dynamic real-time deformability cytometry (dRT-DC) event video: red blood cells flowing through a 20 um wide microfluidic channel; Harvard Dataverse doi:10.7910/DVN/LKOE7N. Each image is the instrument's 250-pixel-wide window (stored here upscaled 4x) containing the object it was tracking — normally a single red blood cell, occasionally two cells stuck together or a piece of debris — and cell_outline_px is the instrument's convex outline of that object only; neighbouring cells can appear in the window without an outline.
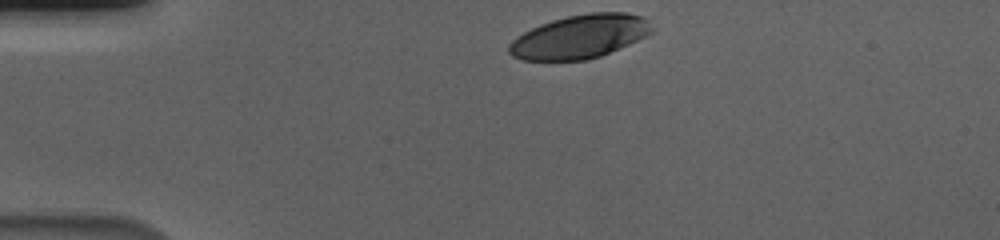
{"species": "human", "species_latin": "Homo sapiens", "temperature_condition": "cold", "stored_images_in_passage": 36, "camera_frame_rate_fps": 3000, "um_per_image_px": 0.085, "donor": {"sex": "male"}, "frame": {"image": 1, "passage_image": 1, "time_ms": 0.0, "image_size_px": [1000, 240], "cell_outline_px": [[652, 32], [628, 44], [600, 56], [588, 60], [520, 60], [512, 56], [508, 52], [508, 44], [516, 36], [540, 24], [552, 20], [568, 16], [592, 12], [628, 12], [640, 16], [648, 20], [652, 28]], "centroid_in_image_um": [49.24, 3.11], "position_along_channel_um": 35.8, "area_um2": 36.13}}
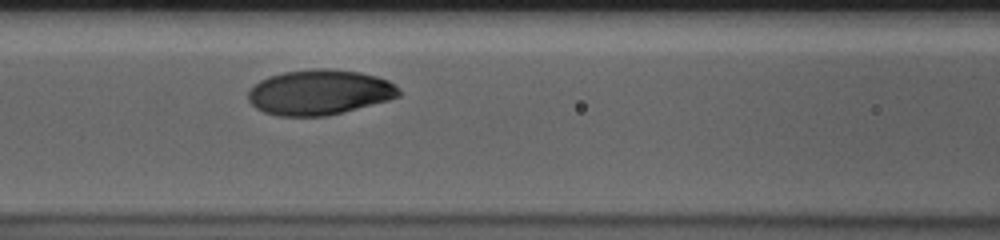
{"frame": {"image": 2, "passage_image": 14, "time_ms": 4.333, "image_size_px": [1000, 240], "cell_outline_px": [[400, 96], [388, 100], [324, 116], [276, 116], [264, 112], [256, 108], [248, 100], [248, 92], [260, 80], [268, 76], [284, 72], [316, 68], [332, 68], [360, 72], [376, 76], [388, 80], [400, 88]], "centroid_in_image_um": [27.15, 7.83], "position_along_channel_um": 139.5, "area_um2": 39.59}}
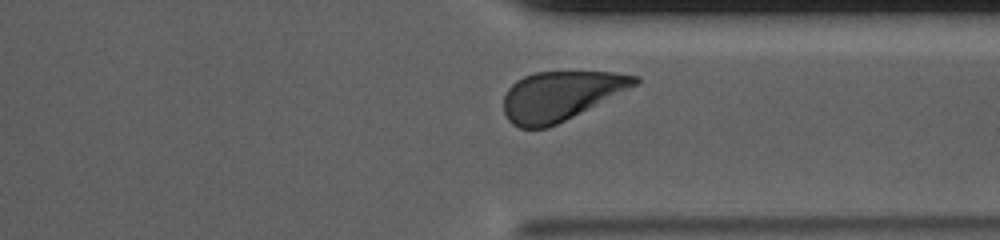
{"frame": {"image": 3, "passage_image": 33, "time_ms": 10.667, "image_size_px": [1000, 240], "cell_outline_px": [[640, 80], [636, 84], [548, 128], [520, 128], [512, 124], [508, 120], [504, 112], [504, 96], [508, 88], [516, 80], [524, 76], [536, 72], [616, 72], [640, 76]], "centroid_in_image_um": [47.59, 8.13], "position_along_channel_um": 363.8, "area_um2": 36.93}, "authors_computed_cell_mechanics": {"area_um2": 39.3618, "velocity_mm_per_s": 3.5486, "shape_relaxation_time_tau1_ms": 2.8744, "shape_relaxation_time_tau2_ms": null, "deformation_change_tau1": 0.1604, "deformation_change_tau2": null}}